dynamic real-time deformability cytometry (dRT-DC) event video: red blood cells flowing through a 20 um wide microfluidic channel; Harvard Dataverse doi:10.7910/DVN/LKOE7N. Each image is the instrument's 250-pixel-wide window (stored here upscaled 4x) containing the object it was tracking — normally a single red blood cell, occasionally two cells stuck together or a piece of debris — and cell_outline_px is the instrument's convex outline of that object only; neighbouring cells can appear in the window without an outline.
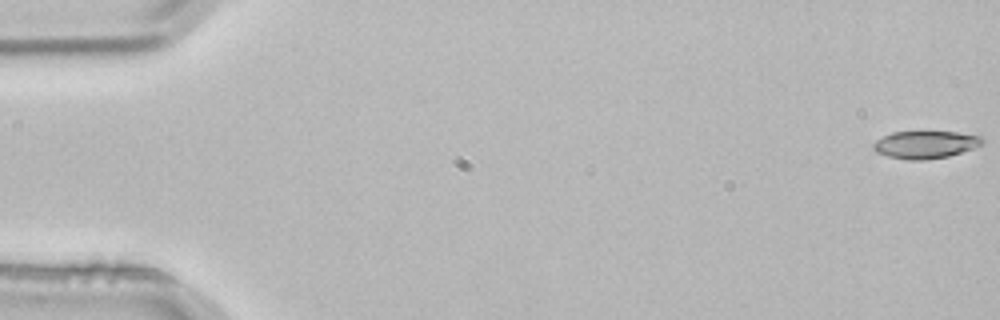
{"species": "common noctule bat (a hibernating species)", "species_latin": "Nyctalus noctula", "temperature_condition": "room temperature", "stored_images_in_passage": 31, "camera_frame_rate_fps": 3000, "um_per_image_px": 0.085, "animal": {"sex": "male", "body_mass_g": 21.5, "forearm_length_mm": 52.0}, "frame": {"image": 1, "passage_image": 1, "time_ms": 0.0, "image_size_px": [1000, 320], "cell_outline_px": [[984, 144], [948, 156], [924, 160], [908, 160], [888, 156], [876, 152], [872, 148], [872, 144], [876, 140], [892, 132], [956, 132], [980, 136], [984, 140]], "centroid_in_image_um": [78.63, 12.29], "position_along_channel_um": 6.4, "area_um2": 17.34}}
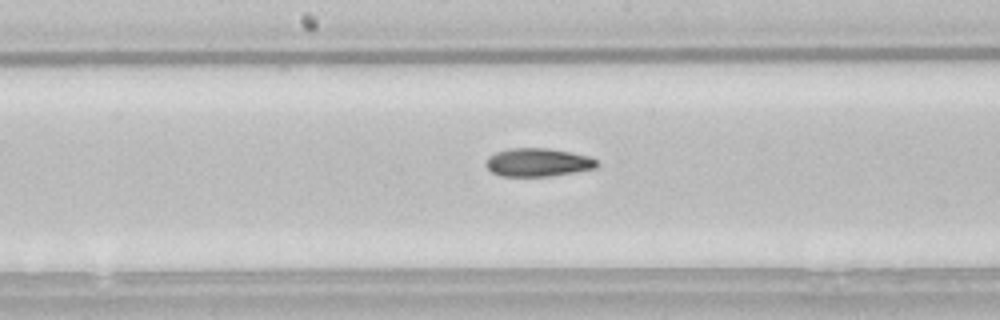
{"frame": {"image": 2, "passage_image": 28, "time_ms": 9.0, "image_size_px": [1000, 320], "cell_outline_px": [[600, 164], [596, 168], [576, 172], [552, 176], [500, 176], [492, 172], [484, 164], [488, 156], [496, 152], [512, 148], [548, 148], [588, 156], [596, 160]], "centroid_in_image_um": [45.71, 13.81], "position_along_channel_um": 202.5, "area_um2": 18.32}}
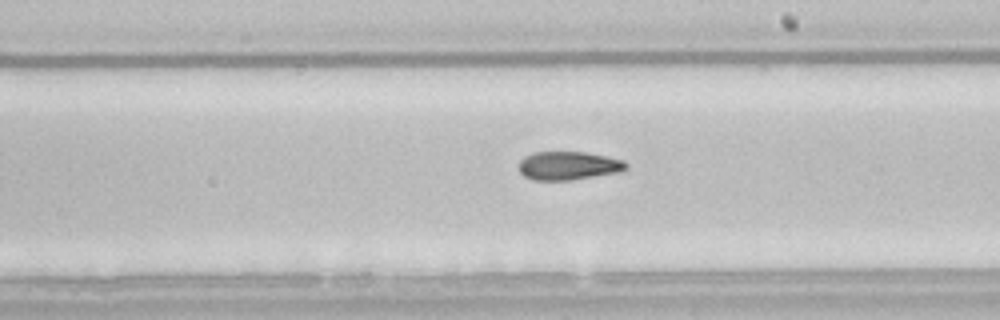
{"frame": {"image": 3, "passage_image": 31, "time_ms": 10.0, "image_size_px": [1000, 320], "cell_outline_px": [[628, 168], [616, 172], [568, 180], [532, 180], [524, 176], [520, 172], [516, 164], [524, 156], [532, 152], [584, 152], [624, 160], [628, 164]], "centroid_in_image_um": [48.23, 14.07], "position_along_channel_um": 240.8, "area_um2": 17.74}}